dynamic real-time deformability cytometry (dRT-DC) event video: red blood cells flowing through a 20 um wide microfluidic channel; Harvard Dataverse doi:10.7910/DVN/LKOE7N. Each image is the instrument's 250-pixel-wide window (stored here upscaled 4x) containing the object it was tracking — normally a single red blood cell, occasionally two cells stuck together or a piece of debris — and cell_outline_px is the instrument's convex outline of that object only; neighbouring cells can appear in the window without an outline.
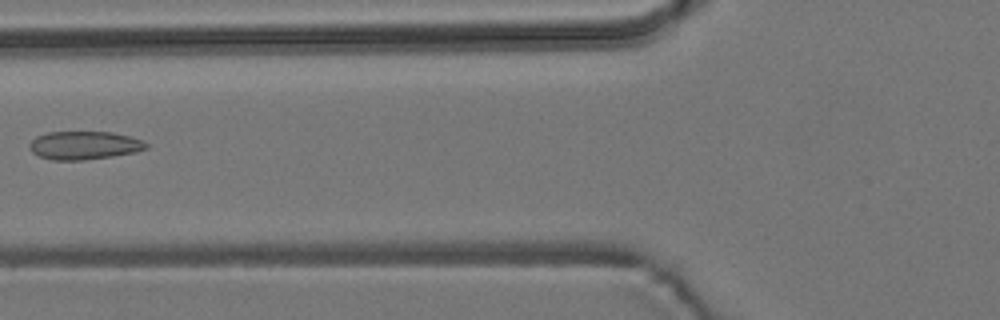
{"species": "common noctule bat (a hibernating species)", "species_latin": "Nyctalus noctula", "temperature_condition": "room temperature", "stored_images_in_passage": 3, "camera_frame_rate_fps": 3000, "um_per_image_px": 0.085, "animal": {"sex": "male", "body_mass_g": 19.2, "forearm_length_mm": 51.8}, "frame": {"image": 1, "passage_image": 3, "time_ms": 2.667, "image_size_px": [1000, 320], "cell_outline_px": [[148, 148], [136, 152], [112, 156], [84, 160], [52, 160], [40, 156], [32, 152], [28, 148], [28, 144], [36, 136], [48, 132], [112, 132], [144, 140], [148, 144]], "centroid_in_image_um": [7.16, 12.35], "position_along_channel_um": 118.6, "area_um2": 19.31}}